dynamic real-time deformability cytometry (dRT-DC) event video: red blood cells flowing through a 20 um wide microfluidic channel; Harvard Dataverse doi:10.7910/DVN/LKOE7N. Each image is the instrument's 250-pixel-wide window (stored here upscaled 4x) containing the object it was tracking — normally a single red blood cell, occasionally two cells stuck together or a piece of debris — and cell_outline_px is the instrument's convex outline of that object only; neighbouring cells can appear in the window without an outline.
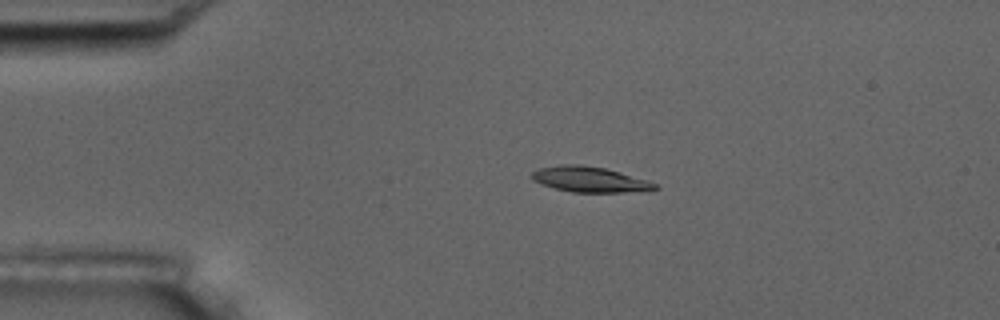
{"species": "common noctule bat (a hibernating species)", "species_latin": "Nyctalus noctula", "temperature_condition": "room temperature", "stored_images_in_passage": 4, "camera_frame_rate_fps": 3000, "um_per_image_px": 0.085, "animal": {"sex": "male", "body_mass_g": 17.5, "forearm_length_mm": 52.3}, "frame": {"image": 1, "passage_image": 3, "time_ms": 3.333, "image_size_px": [1000, 320], "cell_outline_px": [[660, 188], [620, 192], [572, 192], [540, 184], [532, 180], [532, 172], [540, 168], [560, 164], [580, 164], [604, 168], [648, 180], [656, 184]], "centroid_in_image_um": [50.07, 15.24], "position_along_channel_um": 34.9, "area_um2": 17.98}}